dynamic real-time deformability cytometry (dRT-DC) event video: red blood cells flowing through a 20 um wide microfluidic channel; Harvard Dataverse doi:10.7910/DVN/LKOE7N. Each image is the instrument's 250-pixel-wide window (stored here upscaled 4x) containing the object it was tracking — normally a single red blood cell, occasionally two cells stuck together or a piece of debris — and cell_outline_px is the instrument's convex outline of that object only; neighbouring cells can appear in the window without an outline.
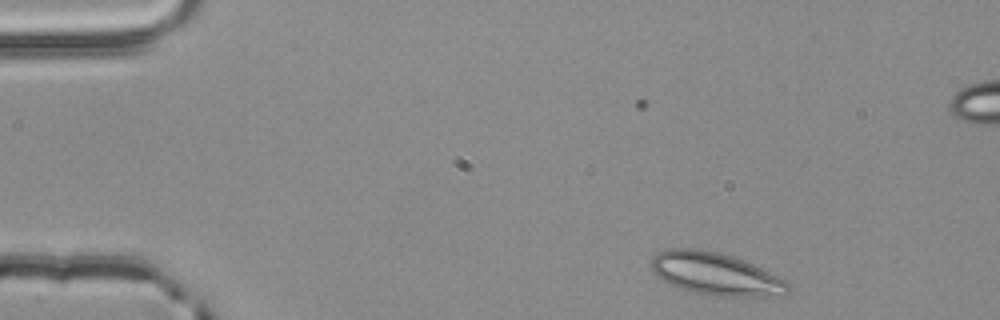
{"species": "common noctule bat (a hibernating species)", "species_latin": "Nyctalus noctula", "temperature_condition": "room temperature", "stored_images_in_passage": 49, "camera_frame_rate_fps": 3000, "um_per_image_px": 0.085, "animal": {"sex": "male", "body_mass_g": 20.4}, "frame": {"image": 1, "passage_image": 1, "time_ms": 0.0, "image_size_px": [1000, 320], "cell_outline_px": [[792, 292], [784, 296], [712, 296], [692, 292], [680, 288], [656, 276], [652, 268], [652, 256], [660, 252], [672, 248], [696, 248], [720, 252], [744, 260], [788, 280], [792, 288]], "centroid_in_image_um": [60.92, 23.29], "position_along_channel_um": 24.1, "area_um2": 34.22}}
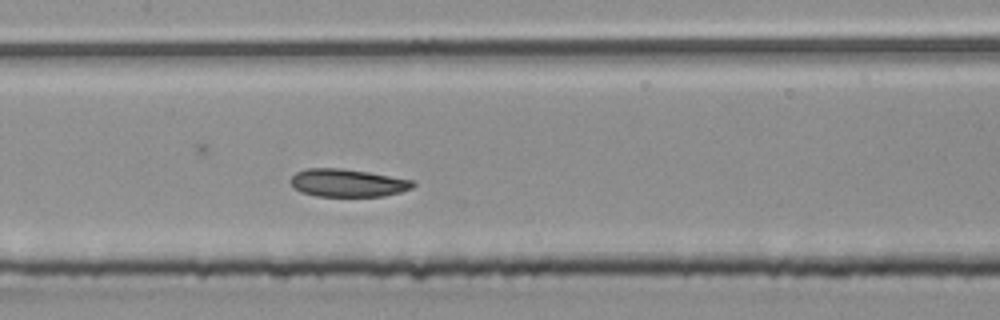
{"frame": {"image": 2, "passage_image": 20, "time_ms": 6.333, "image_size_px": [1000, 320], "cell_outline_px": [[416, 184], [412, 188], [400, 192], [384, 196], [316, 196], [300, 192], [288, 180], [296, 172], [304, 168], [340, 168], [368, 172], [412, 180]], "centroid_in_image_um": [29.52, 15.54], "position_along_channel_um": 177.9, "area_um2": 19.83}}
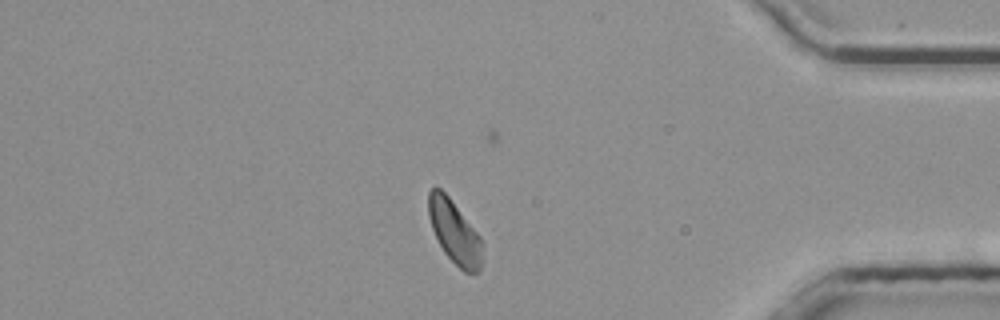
{"frame": {"image": 3, "passage_image": 40, "time_ms": 13.0, "image_size_px": [1000, 320], "cell_outline_px": [[480, 272], [464, 272], [444, 252], [432, 228], [428, 216], [428, 192], [432, 188], [440, 188], [448, 196], [480, 236]], "centroid_in_image_um": [38.59, 19.69], "position_along_channel_um": 396.6, "area_um2": 19.13}, "authors_computed_cell_mechanics": {"area_um2": 20.6346, "velocity_mm_per_s": 3.7825, "shape_relaxation_time_tau1_ms": 6.4653, "shape_relaxation_time_tau2_ms": 2.6671, "deformation_change_tau1": 0.1472, "deformation_change_tau2": 0.0548}}